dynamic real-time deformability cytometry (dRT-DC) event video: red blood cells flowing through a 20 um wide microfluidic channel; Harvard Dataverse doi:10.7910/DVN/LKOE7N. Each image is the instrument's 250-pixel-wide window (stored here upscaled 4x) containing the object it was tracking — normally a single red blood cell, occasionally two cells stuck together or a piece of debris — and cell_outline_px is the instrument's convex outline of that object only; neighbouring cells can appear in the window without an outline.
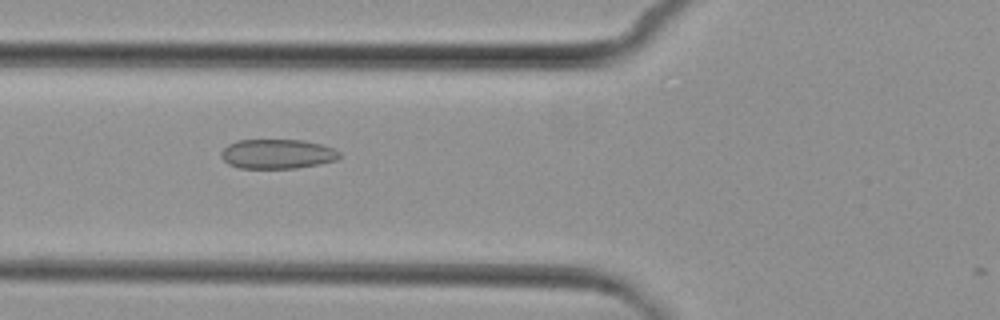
{"species": "common noctule bat (a hibernating species)", "species_latin": "Nyctalus noctula", "temperature_condition": "cold", "stored_images_in_passage": 6, "camera_frame_rate_fps": 3000, "um_per_image_px": 0.085, "animal": {"sex": "female", "body_mass_g": 29.2, "forearm_length_mm": 56.3}, "frame": {"image": 1, "passage_image": 5, "time_ms": 5.667, "image_size_px": [1000, 320], "cell_outline_px": [[340, 156], [336, 160], [320, 164], [296, 168], [240, 168], [228, 164], [220, 156], [220, 152], [228, 144], [236, 140], [304, 140], [320, 144], [332, 148], [340, 152]], "centroid_in_image_um": [23.55, 13.08], "position_along_channel_um": 102.3, "area_um2": 20.4}}
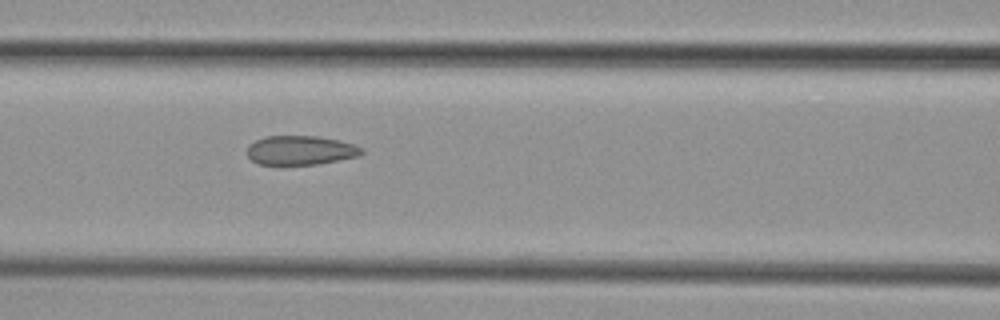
{"frame": {"image": 2, "passage_image": 6, "time_ms": 6.667, "image_size_px": [1000, 320], "cell_outline_px": [[364, 152], [356, 156], [316, 164], [256, 164], [248, 156], [248, 144], [264, 136], [320, 136], [340, 140], [364, 148]], "centroid_in_image_um": [25.52, 12.76], "position_along_channel_um": 141.1, "area_um2": 19.36}}